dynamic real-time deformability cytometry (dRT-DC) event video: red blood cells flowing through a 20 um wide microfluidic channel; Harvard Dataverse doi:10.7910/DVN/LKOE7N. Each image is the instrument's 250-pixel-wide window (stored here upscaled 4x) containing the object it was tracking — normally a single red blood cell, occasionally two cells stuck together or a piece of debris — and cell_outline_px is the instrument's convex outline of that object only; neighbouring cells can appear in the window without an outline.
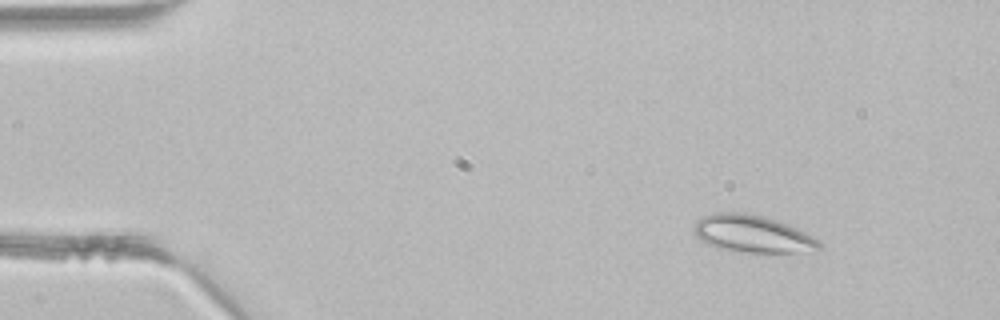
{"species": "common noctule bat (a hibernating species)", "species_latin": "Nyctalus noctula", "temperature_condition": "room temperature", "stored_images_in_passage": 3, "camera_frame_rate_fps": 3000, "um_per_image_px": 0.085, "animal": {"sex": "male", "body_mass_g": 21.5, "forearm_length_mm": 52.0}, "frame": {"image": 1, "passage_image": 1, "time_ms": 0.0, "image_size_px": [1000, 320], "cell_outline_px": [[820, 248], [804, 252], [744, 252], [716, 248], [700, 240], [692, 232], [692, 228], [696, 220], [704, 216], [716, 212], [744, 212], [764, 216], [788, 224], [820, 240]], "centroid_in_image_um": [63.91, 19.87], "position_along_channel_um": 21.1, "area_um2": 27.34}}